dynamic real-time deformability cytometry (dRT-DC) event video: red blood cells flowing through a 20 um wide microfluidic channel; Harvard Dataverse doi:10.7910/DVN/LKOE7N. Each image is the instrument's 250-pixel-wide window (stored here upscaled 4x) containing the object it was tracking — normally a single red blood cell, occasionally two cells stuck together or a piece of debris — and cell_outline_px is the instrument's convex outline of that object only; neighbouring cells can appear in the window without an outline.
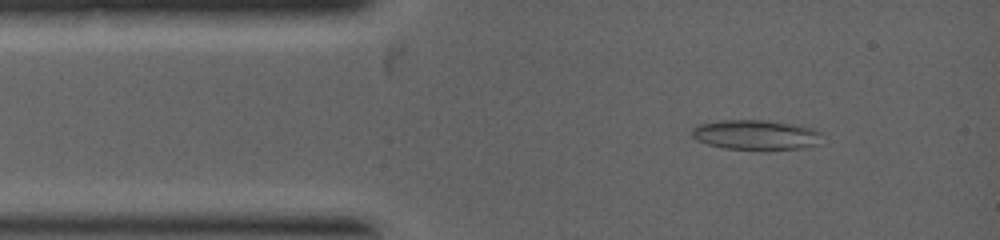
{"species": "common noctule bat (a hibernating species)", "species_latin": "Nyctalus noctula", "temperature_condition": "warm", "stored_images_in_passage": 7, "camera_frame_rate_fps": 5000, "um_per_image_px": 0.085, "animal": {"sex": "female", "body_mass_g": 19.0, "forearm_length_mm": 53.3}, "frame": {"image": 1, "passage_image": 3, "time_ms": 0.8, "image_size_px": [1000, 240], "cell_outline_px": [[820, 132], [816, 144], [800, 148], [724, 148], [708, 144], [696, 140], [692, 136], [692, 128], [696, 124], [720, 120], [764, 120], [800, 124], [816, 128]], "centroid_in_image_um": [64.2, 11.41], "position_along_channel_um": 20.8, "area_um2": 22.31}}
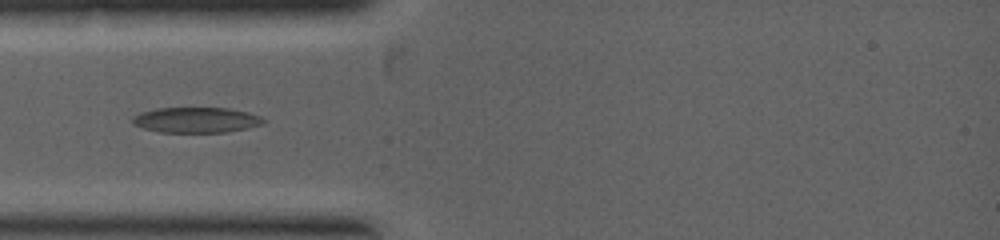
{"frame": {"image": 2, "passage_image": 6, "time_ms": 2.0, "image_size_px": [1000, 240], "cell_outline_px": [[268, 120], [264, 124], [224, 132], [160, 132], [144, 128], [132, 124], [132, 116], [140, 112], [156, 108], [228, 108], [248, 112], [260, 116]], "centroid_in_image_um": [16.67, 10.19], "position_along_channel_um": 68.3, "area_um2": 19.42}}